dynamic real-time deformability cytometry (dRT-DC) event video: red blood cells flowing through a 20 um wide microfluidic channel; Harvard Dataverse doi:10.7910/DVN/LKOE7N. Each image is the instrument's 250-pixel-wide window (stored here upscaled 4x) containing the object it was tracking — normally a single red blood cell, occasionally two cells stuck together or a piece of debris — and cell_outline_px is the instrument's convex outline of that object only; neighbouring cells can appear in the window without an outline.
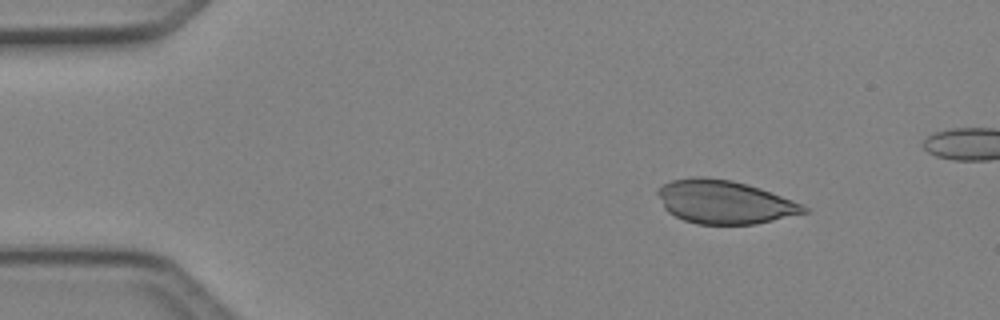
{"species": "Egyptian fruit bat (a non-hibernating species)", "species_latin": "Rousettus aegyptiacus", "temperature_condition": "cold", "stored_images_in_passage": 4, "camera_frame_rate_fps": 3000, "um_per_image_px": 0.085, "animal": {"sex": "female"}, "frame": {"image": 1, "passage_image": 2, "time_ms": 0.333, "image_size_px": [1000, 320], "cell_outline_px": [[808, 212], [756, 224], [700, 224], [684, 220], [668, 212], [664, 208], [656, 192], [656, 188], [672, 180], [696, 176], [704, 176], [732, 180], [748, 184], [760, 188], [804, 204], [808, 208]], "centroid_in_image_um": [61.57, 17.16], "position_along_channel_um": 23.4, "area_um2": 37.05}}